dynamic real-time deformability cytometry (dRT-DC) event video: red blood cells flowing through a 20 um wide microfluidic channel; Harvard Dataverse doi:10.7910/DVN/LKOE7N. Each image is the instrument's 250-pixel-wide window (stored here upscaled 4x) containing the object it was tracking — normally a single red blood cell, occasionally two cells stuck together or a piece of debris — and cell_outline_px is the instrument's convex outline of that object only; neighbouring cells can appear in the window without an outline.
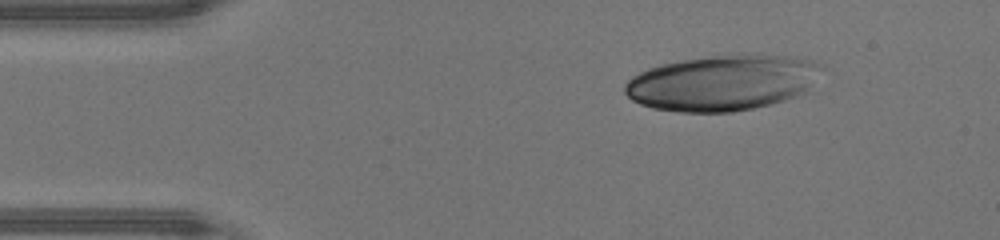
{"species": "human", "species_latin": "Homo sapiens", "temperature_condition": "warm", "stored_images_in_passage": 48, "camera_frame_rate_fps": 3000, "um_per_image_px": 0.085, "donor": {"sex": "male"}, "frame": {"image": 1, "passage_image": 6, "time_ms": 1.667, "image_size_px": [1000, 240], "cell_outline_px": [[824, 64], [804, 92], [796, 96], [784, 100], [752, 108], [732, 112], [676, 112], [652, 108], [640, 104], [632, 100], [624, 92], [624, 84], [632, 76], [648, 68], [664, 64], [684, 60], [728, 52], [760, 52], [796, 56], [812, 60]], "centroid_in_image_um": [61.41, 6.99], "position_along_channel_um": 23.6, "area_um2": 64.68}}
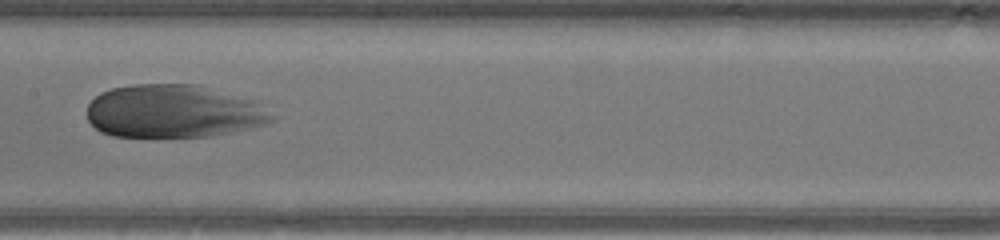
{"frame": {"image": 2, "passage_image": 23, "time_ms": 7.333, "image_size_px": [1000, 240], "cell_outline_px": [[272, 120], [264, 124], [248, 128], [208, 136], [112, 136], [100, 132], [88, 120], [88, 104], [100, 92], [112, 88], [136, 84], [196, 84], [260, 100], [272, 116]], "centroid_in_image_um": [14.75, 9.44], "position_along_channel_um": 192.6, "area_um2": 57.11}}
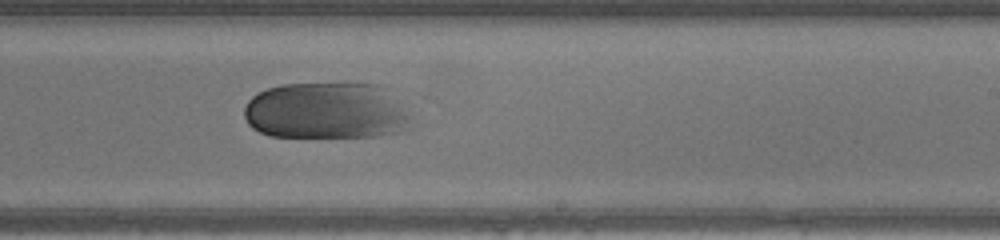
{"frame": {"image": 3, "passage_image": 28, "time_ms": 9.0, "image_size_px": [1000, 240], "cell_outline_px": [[420, 124], [412, 128], [400, 132], [380, 136], [272, 136], [260, 132], [252, 128], [248, 124], [244, 116], [244, 108], [248, 100], [252, 96], [268, 88], [284, 84], [380, 84], [400, 100], [416, 116]], "centroid_in_image_um": [27.9, 9.43], "position_along_channel_um": 261.1, "area_um2": 56.36}}